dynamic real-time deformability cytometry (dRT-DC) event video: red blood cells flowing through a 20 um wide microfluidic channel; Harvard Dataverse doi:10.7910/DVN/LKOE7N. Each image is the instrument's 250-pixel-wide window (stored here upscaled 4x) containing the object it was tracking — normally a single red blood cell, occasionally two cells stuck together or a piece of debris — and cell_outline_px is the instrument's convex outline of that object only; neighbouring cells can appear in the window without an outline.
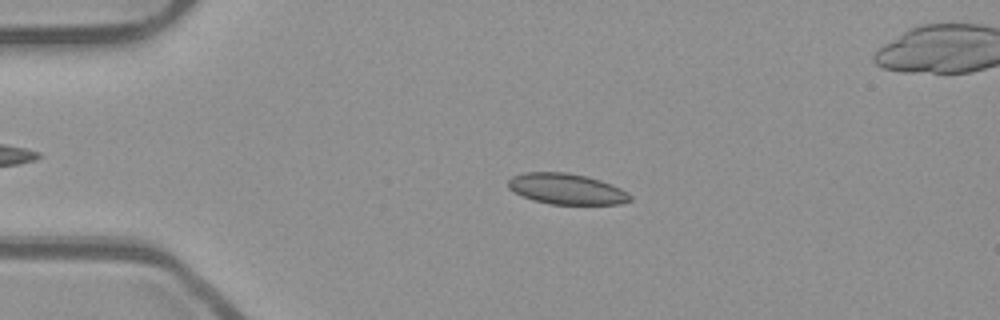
{"species": "common noctule bat (a hibernating species)", "species_latin": "Nyctalus noctula", "temperature_condition": "room temperature", "stored_images_in_passage": 47, "camera_frame_rate_fps": 3000, "um_per_image_px": 0.085, "animal": {"sex": "male", "body_mass_g": 23.1, "forearm_length_mm": 52.7}, "frame": {"image": 1, "passage_image": 12, "time_ms": 3.667, "image_size_px": [1000, 320], "cell_outline_px": [[632, 200], [620, 204], [548, 204], [532, 200], [508, 188], [508, 180], [512, 176], [524, 172], [568, 172], [600, 180], [612, 184], [620, 188], [632, 196]], "centroid_in_image_um": [48.15, 16.06], "position_along_channel_um": 36.8, "area_um2": 21.85}}
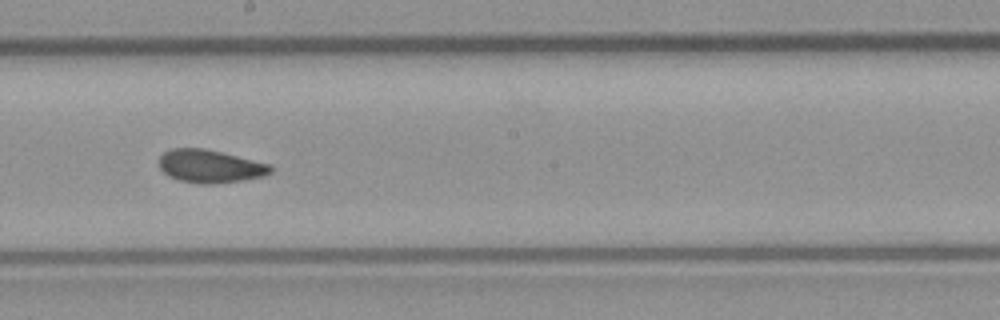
{"frame": {"image": 2, "passage_image": 30, "time_ms": 9.667, "image_size_px": [1000, 320], "cell_outline_px": [[272, 172], [264, 176], [244, 180], [212, 184], [200, 184], [180, 180], [168, 176], [160, 168], [160, 156], [164, 152], [172, 148], [204, 148], [272, 164]], "centroid_in_image_um": [17.88, 14.13], "position_along_channel_um": 230.3, "area_um2": 21.5}}
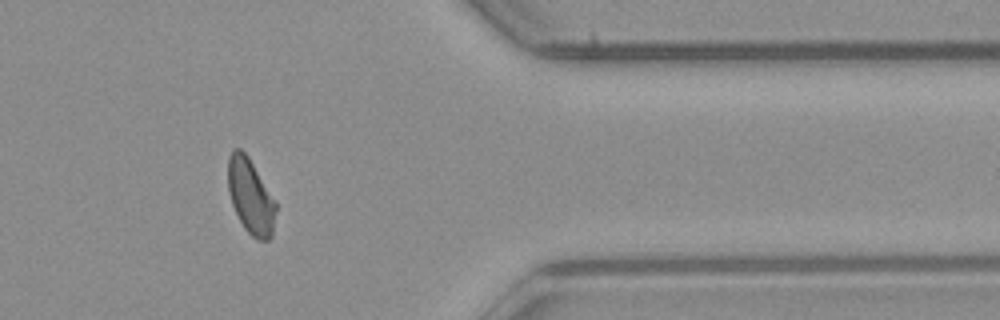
{"frame": {"image": 3, "passage_image": 44, "time_ms": 14.333, "image_size_px": [1000, 320], "cell_outline_px": [[276, 212], [272, 236], [268, 240], [260, 240], [252, 236], [244, 228], [232, 204], [228, 192], [228, 156], [232, 148], [240, 148], [248, 156], [276, 200]], "centroid_in_image_um": [21.3, 16.67], "position_along_channel_um": 390.1, "area_um2": 21.1}, "authors_computed_cell_mechanics": {"area_um2": 21.675, "velocity_mm_per_s": 3.8621, "shape_relaxation_time_tau1_ms": 4.2155, "shape_relaxation_time_tau2_ms": 2.2047, "deformation_change_tau1": 0.1029, "deformation_change_tau2": 0.0801}}